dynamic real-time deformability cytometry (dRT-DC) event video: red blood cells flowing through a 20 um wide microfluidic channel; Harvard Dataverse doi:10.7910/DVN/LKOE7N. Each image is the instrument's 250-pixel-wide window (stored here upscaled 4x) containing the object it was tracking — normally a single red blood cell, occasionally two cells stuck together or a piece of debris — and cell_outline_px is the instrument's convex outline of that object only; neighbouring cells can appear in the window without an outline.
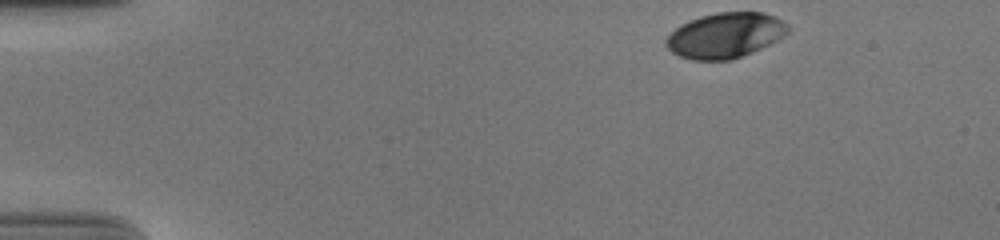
{"species": "human", "species_latin": "Homo sapiens", "temperature_condition": "cold", "stored_images_in_passage": 41, "camera_frame_rate_fps": 3000, "um_per_image_px": 0.085, "donor": {"sex": "male"}, "frame": {"image": 1, "passage_image": 1, "time_ms": 0.0, "image_size_px": [1000, 240], "cell_outline_px": [[788, 32], [784, 36], [752, 52], [732, 60], [692, 60], [680, 56], [672, 52], [664, 44], [664, 40], [680, 24], [688, 20], [700, 16], [716, 12], [764, 12], [776, 16], [784, 20], [788, 24]], "centroid_in_image_um": [61.64, 2.99], "position_along_channel_um": 23.4, "area_um2": 32.31}}
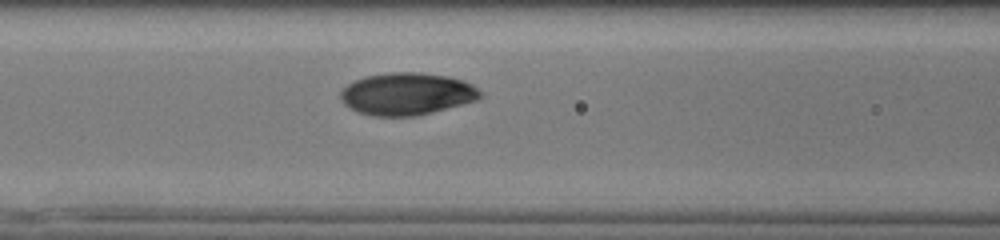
{"frame": {"image": 2, "passage_image": 18, "time_ms": 5.667, "image_size_px": [1000, 240], "cell_outline_px": [[484, 96], [476, 100], [432, 112], [416, 116], [376, 116], [356, 112], [344, 104], [340, 96], [340, 92], [348, 84], [356, 80], [368, 76], [392, 72], [416, 72], [448, 76], [464, 80], [472, 84], [484, 92]], "centroid_in_image_um": [34.62, 7.98], "position_along_channel_um": 132.0, "area_um2": 34.39}}
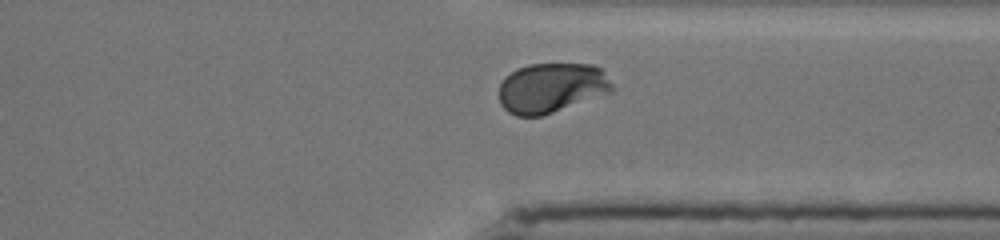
{"frame": {"image": 3, "passage_image": 37, "time_ms": 12.0, "image_size_px": [1000, 240], "cell_outline_px": [[616, 88], [612, 92], [540, 116], [516, 116], [508, 112], [500, 104], [500, 84], [504, 76], [528, 64], [592, 64], [600, 68], [604, 72]], "centroid_in_image_um": [46.88, 7.46], "position_along_channel_um": 364.5, "area_um2": 32.83}, "authors_computed_cell_mechanics": {"area_um2": 33.3506, "velocity_mm_per_s": 3.6737, "shape_relaxation_time_tau1_ms": 4.7603, "shape_relaxation_time_tau2_ms": null, "deformation_change_tau1": 0.1612, "deformation_change_tau2": null}}